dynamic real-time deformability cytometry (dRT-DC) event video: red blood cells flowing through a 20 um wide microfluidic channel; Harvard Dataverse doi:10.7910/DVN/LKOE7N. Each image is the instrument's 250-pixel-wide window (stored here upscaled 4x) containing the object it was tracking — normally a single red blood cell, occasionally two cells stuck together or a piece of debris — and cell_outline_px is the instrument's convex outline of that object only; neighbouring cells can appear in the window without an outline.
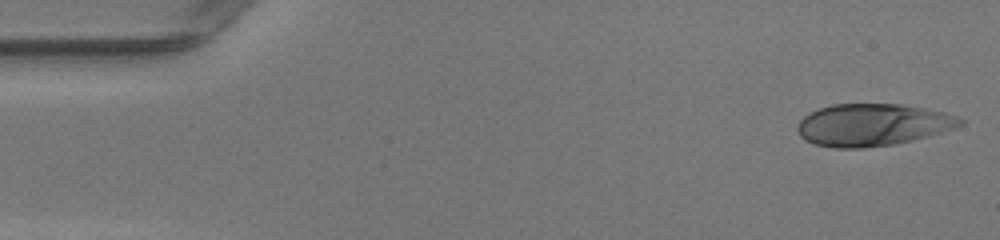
{"species": "human", "species_latin": "Homo sapiens", "temperature_condition": "warm", "stored_images_in_passage": 48, "camera_frame_rate_fps": 3000, "um_per_image_px": 0.085, "donor": {"sex": "female"}, "frame": {"image": 1, "passage_image": 1, "time_ms": 0.0, "image_size_px": [1000, 240], "cell_outline_px": [[964, 124], [956, 128], [944, 132], [896, 144], [864, 148], [836, 148], [812, 144], [804, 140], [800, 136], [796, 128], [796, 124], [808, 112], [832, 104], [900, 104], [924, 108], [944, 112], [956, 116], [964, 120]], "centroid_in_image_um": [74.15, 10.62], "position_along_channel_um": 10.8, "area_um2": 40.4}}
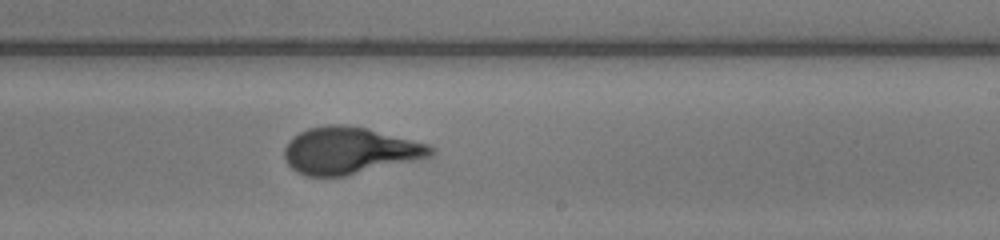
{"frame": {"image": 2, "passage_image": 28, "time_ms": 9.0, "image_size_px": [1000, 240], "cell_outline_px": [[436, 152], [432, 156], [424, 160], [348, 176], [304, 176], [296, 172], [284, 160], [284, 148], [288, 140], [292, 136], [308, 128], [328, 124], [344, 124], [368, 128], [428, 144], [436, 148]], "centroid_in_image_um": [29.77, 12.82], "position_along_channel_um": 259.2, "area_um2": 41.04}}
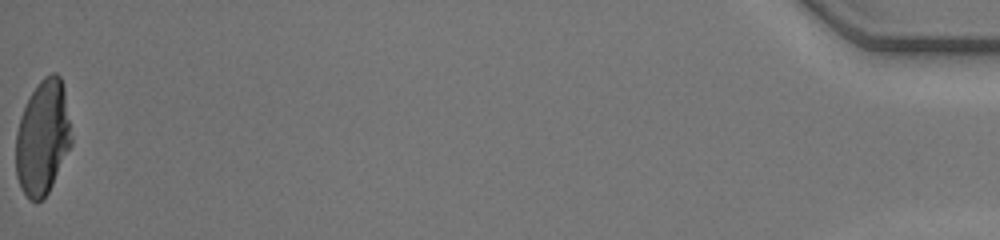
{"frame": {"image": 3, "passage_image": 48, "time_ms": 15.667, "image_size_px": [1000, 240], "cell_outline_px": [[72, 144], [48, 192], [40, 200], [28, 200], [20, 188], [16, 176], [16, 132], [20, 116], [32, 92], [40, 80], [44, 76], [52, 72], [56, 72], [60, 76], [64, 88], [72, 136]], "centroid_in_image_um": [3.63, 11.69], "position_along_channel_um": 431.6, "area_um2": 37.11}, "authors_computed_cell_mechanics": {"area_um2": 39.5352, "velocity_mm_per_s": 4.2146, "shape_relaxation_time_tau1_ms": 8.7122, "shape_relaxation_time_tau2_ms": null, "deformation_change_tau1": 0.3537, "deformation_change_tau2": null}}